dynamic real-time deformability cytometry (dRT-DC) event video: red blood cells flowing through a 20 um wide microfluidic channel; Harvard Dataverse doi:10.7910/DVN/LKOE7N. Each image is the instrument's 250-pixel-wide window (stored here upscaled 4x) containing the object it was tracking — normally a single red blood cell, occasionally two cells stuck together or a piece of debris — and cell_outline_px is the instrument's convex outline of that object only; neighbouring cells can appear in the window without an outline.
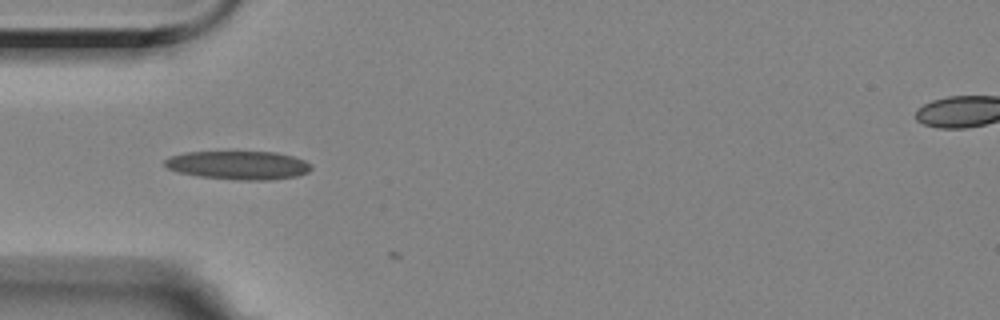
{"species": "Egyptian fruit bat (a non-hibernating species)", "species_latin": "Rousettus aegyptiacus", "temperature_condition": "room temperature", "stored_images_in_passage": 3, "camera_frame_rate_fps": 3000, "um_per_image_px": 0.085, "animal": {"sex": "female"}, "frame": {"image": 1, "passage_image": 2, "time_ms": 0.333, "image_size_px": [1000, 320], "cell_outline_px": [[312, 168], [308, 172], [296, 176], [268, 180], [236, 180], [200, 176], [180, 172], [168, 168], [164, 164], [164, 160], [172, 156], [184, 152], [276, 152], [292, 156], [304, 160], [312, 164]], "centroid_in_image_um": [20.3, 14.04], "position_along_channel_um": 64.7, "area_um2": 24.22}}